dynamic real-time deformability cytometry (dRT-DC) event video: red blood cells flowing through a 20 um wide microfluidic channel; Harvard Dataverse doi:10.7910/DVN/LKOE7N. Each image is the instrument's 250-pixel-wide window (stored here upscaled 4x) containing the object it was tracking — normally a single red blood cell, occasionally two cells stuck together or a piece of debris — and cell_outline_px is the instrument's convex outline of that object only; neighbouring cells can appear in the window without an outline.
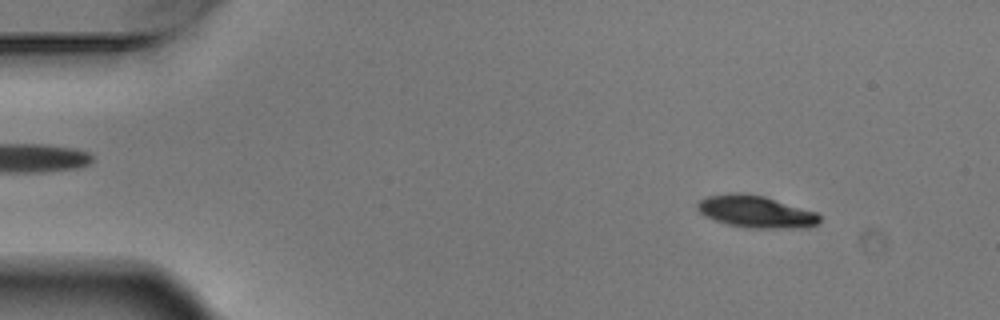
{"species": "Egyptian fruit bat (a non-hibernating species)", "species_latin": "Rousettus aegyptiacus", "temperature_condition": "warm", "stored_images_in_passage": 8, "camera_frame_rate_fps": 3000, "um_per_image_px": 0.085, "animal": {"sex": "male"}, "frame": {"image": 1, "passage_image": 2, "time_ms": 0.333, "image_size_px": [1000, 320], "cell_outline_px": [[820, 220], [816, 224], [808, 228], [748, 228], [728, 224], [704, 216], [696, 208], [696, 204], [700, 200], [708, 196], [728, 192], [740, 192], [764, 196], [816, 212], [820, 216]], "centroid_in_image_um": [64.23, 17.99], "position_along_channel_um": 20.8, "area_um2": 22.95}}
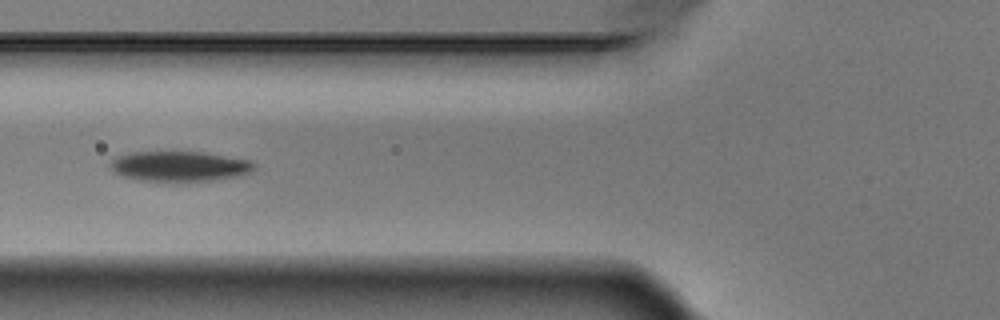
{"frame": {"image": 2, "passage_image": 6, "time_ms": 1.667, "image_size_px": [1000, 320], "cell_outline_px": [[256, 168], [252, 172], [236, 176], [188, 184], [172, 184], [140, 180], [124, 176], [112, 172], [108, 168], [108, 164], [112, 160], [128, 152], [200, 152], [252, 160], [256, 164]], "centroid_in_image_um": [15.25, 14.18], "position_along_channel_um": 110.6, "area_um2": 26.3}}
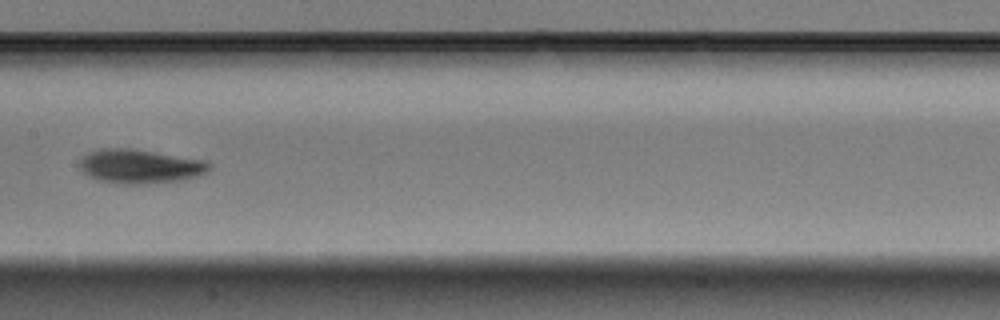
{"frame": {"image": 3, "passage_image": 8, "time_ms": 2.333, "image_size_px": [1000, 320], "cell_outline_px": [[212, 168], [196, 176], [184, 180], [148, 184], [124, 184], [96, 180], [80, 172], [80, 160], [88, 152], [100, 148], [136, 148], [208, 160], [212, 164]], "centroid_in_image_um": [11.92, 14.13], "position_along_channel_um": 195.5, "area_um2": 26.41}}